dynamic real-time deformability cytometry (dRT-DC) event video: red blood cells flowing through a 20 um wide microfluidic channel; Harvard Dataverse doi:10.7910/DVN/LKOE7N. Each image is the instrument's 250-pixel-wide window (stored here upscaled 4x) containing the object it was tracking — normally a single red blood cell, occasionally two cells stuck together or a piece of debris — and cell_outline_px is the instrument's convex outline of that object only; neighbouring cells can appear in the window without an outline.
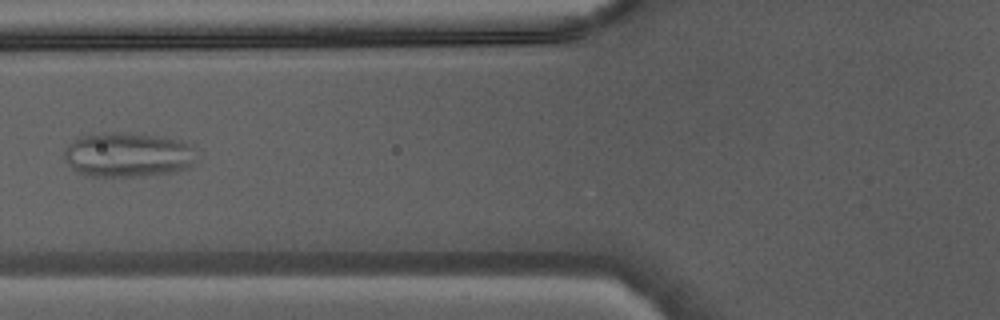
{"species": "Egyptian fruit bat (a non-hibernating species)", "species_latin": "Rousettus aegyptiacus", "temperature_condition": "warm", "stored_images_in_passage": 32, "camera_frame_rate_fps": 3000, "um_per_image_px": 0.085, "animal": {"sex": "male"}, "frame": {"image": 1, "passage_image": 5, "time_ms": 1.333, "image_size_px": [1000, 320], "cell_outline_px": [[196, 164], [188, 168], [176, 172], [144, 176], [88, 176], [76, 172], [64, 160], [64, 152], [68, 144], [80, 136], [92, 132], [140, 132], [176, 140], [192, 148]], "centroid_in_image_um": [10.81, 13.15], "position_along_channel_um": 115.0, "area_um2": 34.91}}
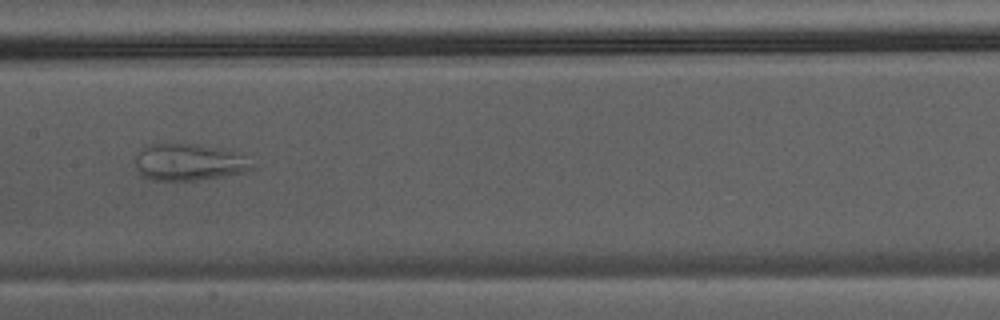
{"frame": {"image": 2, "passage_image": 10, "time_ms": 3.0, "image_size_px": [1000, 320], "cell_outline_px": [[256, 168], [244, 172], [196, 180], [152, 180], [140, 176], [136, 168], [136, 156], [144, 148], [152, 144], [192, 144], [232, 152], [240, 156], [252, 164]], "centroid_in_image_um": [15.98, 13.82], "position_along_channel_um": 191.4, "area_um2": 24.22}}